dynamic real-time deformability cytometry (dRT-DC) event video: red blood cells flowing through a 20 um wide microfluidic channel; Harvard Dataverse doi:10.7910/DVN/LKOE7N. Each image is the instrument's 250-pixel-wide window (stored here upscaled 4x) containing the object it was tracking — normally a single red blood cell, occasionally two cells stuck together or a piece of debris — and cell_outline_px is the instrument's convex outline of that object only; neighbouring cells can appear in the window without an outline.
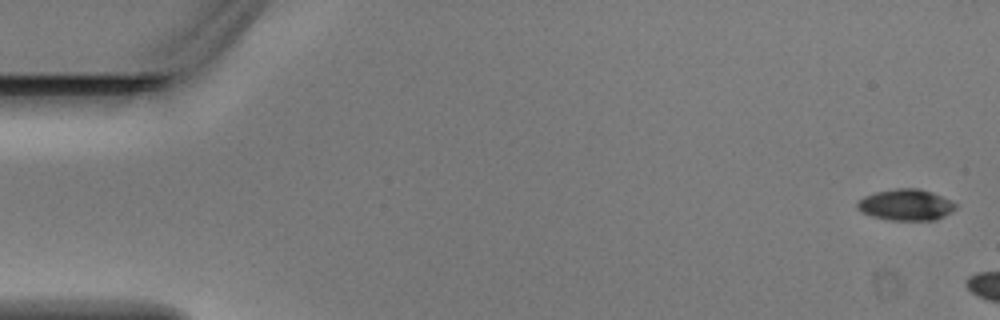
{"species": "Egyptian fruit bat (a non-hibernating species)", "species_latin": "Rousettus aegyptiacus", "temperature_condition": "warm", "stored_images_in_passage": 2, "camera_frame_rate_fps": 3000, "um_per_image_px": 0.085, "animal": {"sex": "male"}, "frame": {"image": 1, "passage_image": 1, "time_ms": 0.0, "image_size_px": [1000, 320], "cell_outline_px": [[956, 208], [952, 212], [936, 220], [888, 220], [872, 216], [860, 212], [856, 208], [856, 204], [864, 196], [876, 192], [896, 188], [920, 188], [932, 192], [956, 204]], "centroid_in_image_um": [76.98, 17.41], "position_along_channel_um": 8.0, "area_um2": 17.92}}